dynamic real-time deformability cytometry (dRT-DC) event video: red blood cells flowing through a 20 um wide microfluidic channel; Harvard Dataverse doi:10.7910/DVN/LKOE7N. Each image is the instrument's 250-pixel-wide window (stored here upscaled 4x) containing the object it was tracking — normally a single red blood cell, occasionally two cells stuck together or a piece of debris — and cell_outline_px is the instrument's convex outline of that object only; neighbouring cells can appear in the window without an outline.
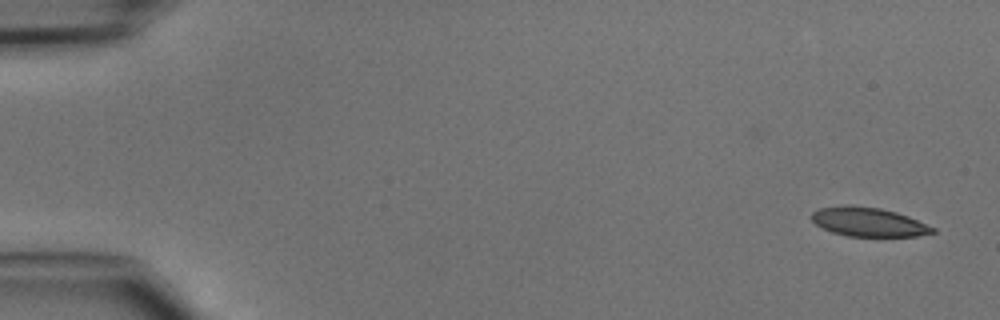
{"species": "common noctule bat (a hibernating species)", "species_latin": "Nyctalus noctula", "temperature_condition": "cold", "stored_images_in_passage": 12, "camera_frame_rate_fps": 3000, "um_per_image_px": 0.085, "animal": {"sex": "male", "body_mass_g": 15.6}, "frame": {"image": 1, "passage_image": 1, "time_ms": 0.0, "image_size_px": [1000, 320], "cell_outline_px": [[936, 232], [916, 236], [848, 236], [832, 232], [816, 224], [808, 216], [812, 212], [820, 208], [848, 204], [852, 204], [880, 208], [896, 212], [908, 216], [936, 228]], "centroid_in_image_um": [73.8, 18.85], "position_along_channel_um": 11.2, "area_um2": 20.58}}